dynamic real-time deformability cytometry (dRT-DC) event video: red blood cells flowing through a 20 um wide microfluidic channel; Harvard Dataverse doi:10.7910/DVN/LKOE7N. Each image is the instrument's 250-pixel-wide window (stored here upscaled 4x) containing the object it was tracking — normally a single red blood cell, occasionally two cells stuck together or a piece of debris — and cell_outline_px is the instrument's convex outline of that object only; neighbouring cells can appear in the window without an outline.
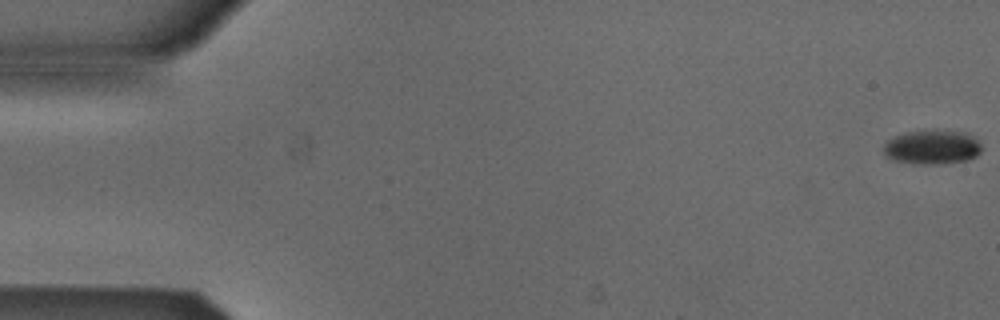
{"species": "Egyptian fruit bat (a non-hibernating species)", "species_latin": "Rousettus aegyptiacus", "temperature_condition": "cold", "stored_images_in_passage": 25, "camera_frame_rate_fps": 3000, "um_per_image_px": 0.085, "animal": {"sex": "male"}, "frame": {"image": 1, "passage_image": 1, "time_ms": 0.0, "image_size_px": [1000, 320], "cell_outline_px": [[980, 152], [976, 156], [968, 160], [936, 164], [924, 164], [896, 160], [888, 156], [884, 152], [884, 144], [888, 140], [904, 132], [936, 128], [968, 132], [980, 144]], "centroid_in_image_um": [79.27, 12.46], "position_along_channel_um": 5.7, "area_um2": 19.71}}
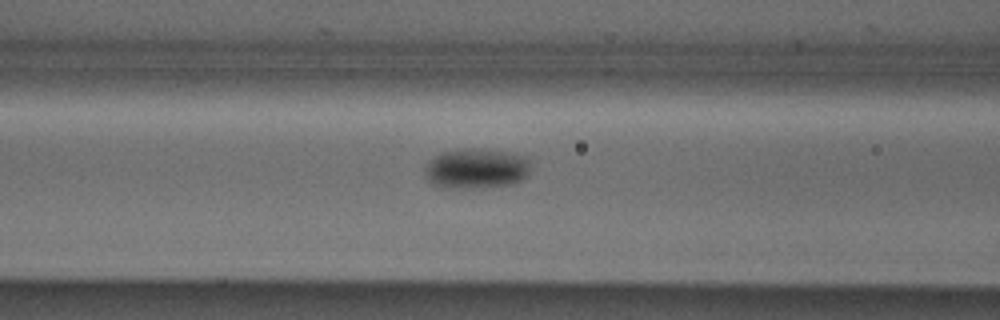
{"frame": {"image": 2, "passage_image": 22, "time_ms": 7.0, "image_size_px": [1000, 320], "cell_outline_px": [[528, 172], [520, 180], [512, 184], [464, 188], [444, 188], [432, 184], [424, 168], [428, 160], [444, 152], [460, 148], [480, 148], [504, 152], [524, 156], [528, 160]], "centroid_in_image_um": [40.43, 14.31], "position_along_channel_um": 126.2, "area_um2": 24.33}}
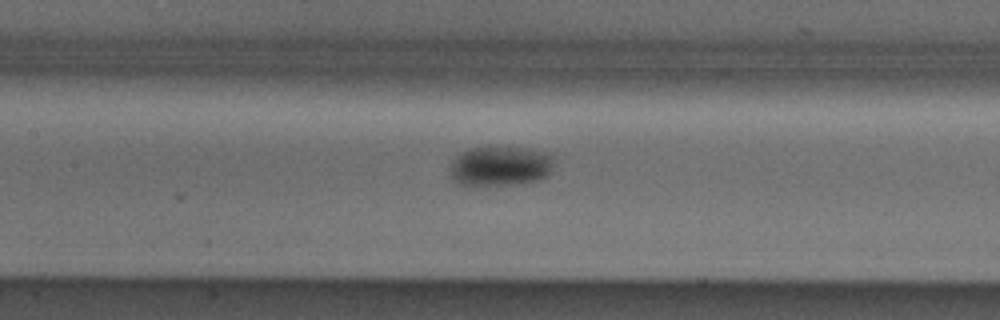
{"frame": {"image": 3, "passage_image": 25, "time_ms": 8.0, "image_size_px": [1000, 320], "cell_outline_px": [[552, 172], [548, 176], [540, 180], [524, 184], [480, 188], [460, 184], [448, 172], [452, 160], [460, 152], [472, 148], [528, 148], [544, 152], [552, 156]], "centroid_in_image_um": [42.51, 14.18], "position_along_channel_um": 164.9, "area_um2": 24.85}}